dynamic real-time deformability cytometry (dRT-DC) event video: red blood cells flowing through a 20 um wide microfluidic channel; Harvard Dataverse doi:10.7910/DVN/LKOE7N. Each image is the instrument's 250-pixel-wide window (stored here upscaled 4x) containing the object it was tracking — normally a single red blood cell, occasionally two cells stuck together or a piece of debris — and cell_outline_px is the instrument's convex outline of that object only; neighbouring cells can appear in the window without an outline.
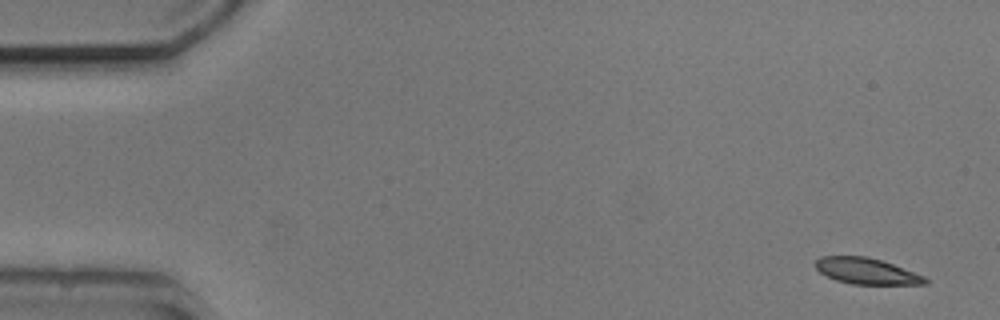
{"species": "common noctule bat (a hibernating species)", "species_latin": "Nyctalus noctula", "temperature_condition": "cold", "stored_images_in_passage": 7, "camera_frame_rate_fps": 3000, "um_per_image_px": 0.085, "animal": {"sex": "male", "body_mass_g": 20.5, "forearm_length_mm": 52.5}, "frame": {"image": 1, "passage_image": 1, "time_ms": 0.0, "image_size_px": [1000, 320], "cell_outline_px": [[928, 284], [852, 284], [836, 280], [820, 272], [816, 268], [816, 260], [820, 256], [868, 256], [892, 264], [924, 276], [928, 280]], "centroid_in_image_um": [73.64, 23.04], "position_along_channel_um": 11.4, "area_um2": 16.47}}
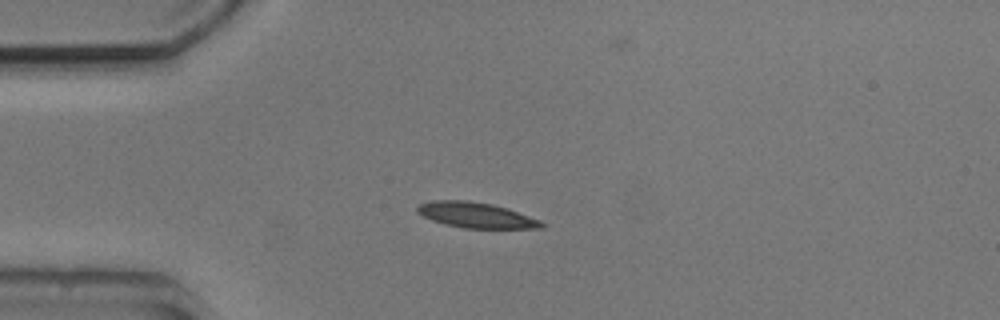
{"frame": {"image": 2, "passage_image": 4, "time_ms": 3.667, "image_size_px": [1000, 320], "cell_outline_px": [[548, 224], [544, 228], [464, 228], [432, 220], [416, 212], [416, 208], [420, 204], [432, 200], [468, 200], [492, 204], [508, 208], [540, 220]], "centroid_in_image_um": [40.51, 18.28], "position_along_channel_um": 44.5, "area_um2": 18.44}}
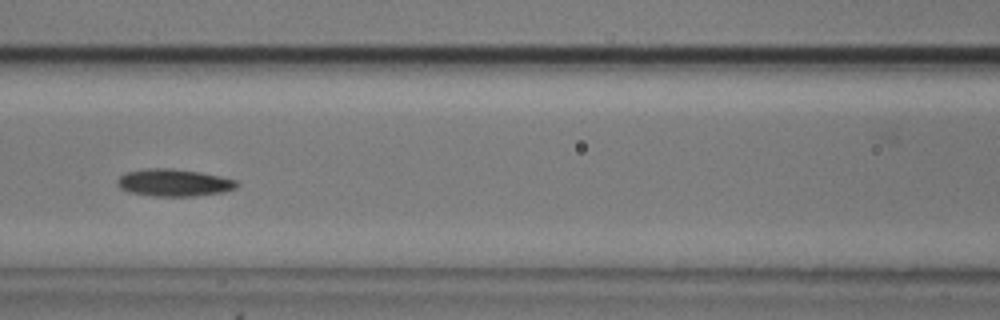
{"frame": {"image": 3, "passage_image": 7, "time_ms": 7.0, "image_size_px": [1000, 320], "cell_outline_px": [[240, 184], [236, 188], [224, 192], [196, 196], [152, 196], [128, 192], [120, 188], [116, 184], [116, 180], [124, 172], [148, 168], [172, 168], [200, 172], [220, 176], [236, 180]], "centroid_in_image_um": [14.77, 15.52], "position_along_channel_um": 151.8, "area_um2": 19.25}}